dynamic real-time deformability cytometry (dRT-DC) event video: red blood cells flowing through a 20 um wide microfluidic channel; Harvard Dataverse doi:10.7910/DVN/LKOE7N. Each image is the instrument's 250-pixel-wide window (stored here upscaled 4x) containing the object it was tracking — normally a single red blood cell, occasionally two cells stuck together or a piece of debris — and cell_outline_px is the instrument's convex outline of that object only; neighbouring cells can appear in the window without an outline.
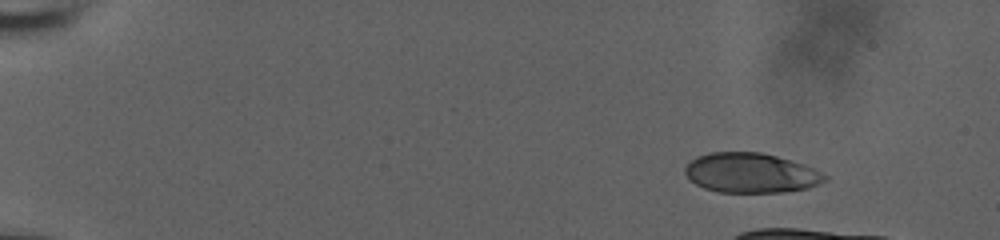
{"species": "human", "species_latin": "Homo sapiens", "temperature_condition": "room temperature", "stored_images_in_passage": 11, "camera_frame_rate_fps": 3000, "um_per_image_px": 0.085, "donor": {"sex": "male"}, "frame": {"image": 1, "passage_image": 1, "time_ms": 0.0, "image_size_px": [1000, 240], "cell_outline_px": [[828, 176], [824, 180], [808, 188], [780, 192], [720, 192], [704, 188], [688, 180], [684, 172], [684, 168], [696, 156], [708, 152], [760, 152], [776, 156], [804, 164]], "centroid_in_image_um": [63.76, 14.69], "position_along_channel_um": 21.2, "area_um2": 32.25}}